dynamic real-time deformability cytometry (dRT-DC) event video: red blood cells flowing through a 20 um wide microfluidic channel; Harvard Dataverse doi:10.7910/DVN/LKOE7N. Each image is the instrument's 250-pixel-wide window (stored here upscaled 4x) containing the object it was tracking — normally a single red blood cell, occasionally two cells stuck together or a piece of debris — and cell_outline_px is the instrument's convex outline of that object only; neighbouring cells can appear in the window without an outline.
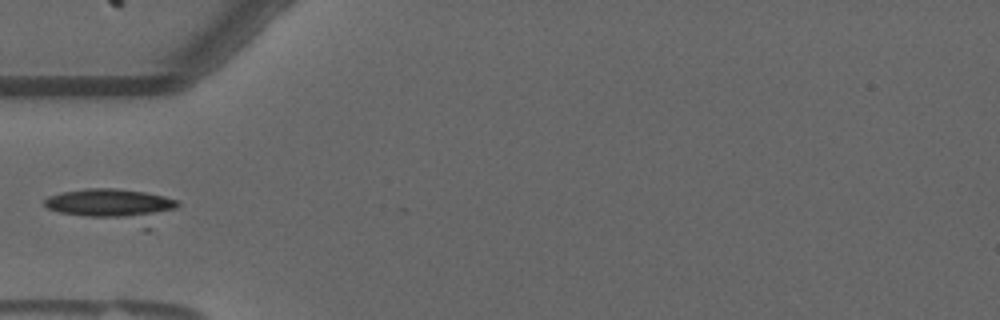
{"species": "common noctule bat (a hibernating species)", "species_latin": "Nyctalus noctula", "temperature_condition": "warm", "stored_images_in_passage": 39, "camera_frame_rate_fps": 3000, "um_per_image_px": 0.085, "animal": {"sex": "male", "forearm_length_mm": 52.5}, "frame": {"image": 1, "passage_image": 1, "time_ms": 0.0, "image_size_px": [1000, 320], "cell_outline_px": [[180, 204], [176, 208], [148, 232], [144, 232], [60, 212], [48, 208], [44, 204], [44, 200], [48, 196], [60, 192], [84, 188], [116, 188], [144, 192], [164, 196], [180, 200]], "centroid_in_image_um": [9.74, 17.56], "position_along_channel_um": 75.3, "area_um2": 27.74}}
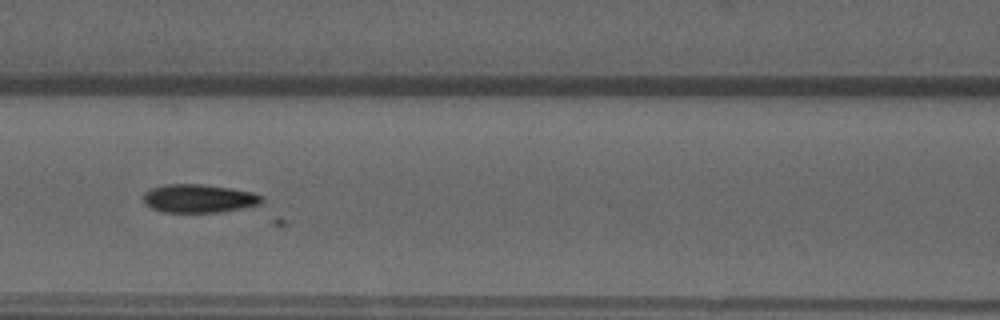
{"frame": {"image": 2, "passage_image": 7, "time_ms": 2.0, "image_size_px": [1000, 320], "cell_outline_px": [[264, 200], [260, 204], [220, 212], [164, 212], [152, 208], [144, 204], [144, 192], [152, 188], [164, 184], [200, 184], [232, 188], [252, 192], [264, 196]], "centroid_in_image_um": [16.91, 16.86], "position_along_channel_um": 149.7, "area_um2": 19.59}}